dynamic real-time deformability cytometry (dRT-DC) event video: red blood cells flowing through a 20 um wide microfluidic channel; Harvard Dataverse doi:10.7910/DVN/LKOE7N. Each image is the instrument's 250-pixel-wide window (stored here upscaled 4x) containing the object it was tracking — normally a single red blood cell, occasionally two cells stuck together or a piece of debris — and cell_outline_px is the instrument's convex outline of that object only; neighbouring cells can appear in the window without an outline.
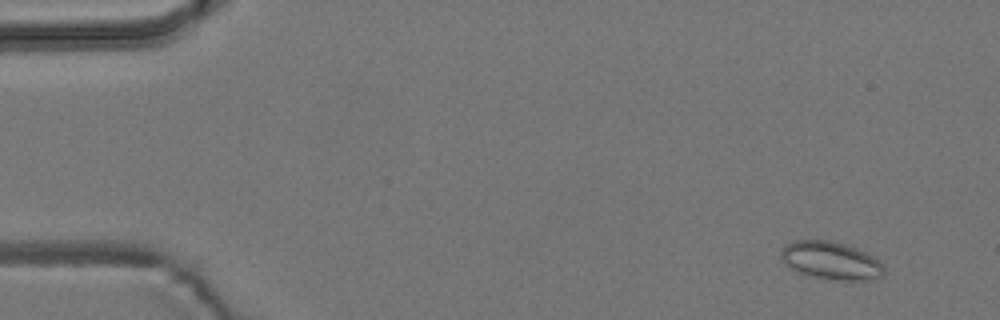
{"species": "common noctule bat (a hibernating species)", "species_latin": "Nyctalus noctula", "temperature_condition": "room temperature", "stored_images_in_passage": 5, "camera_frame_rate_fps": 3000, "um_per_image_px": 0.085, "animal": {"sex": "male", "body_mass_g": 19.2, "forearm_length_mm": 51.8}, "frame": {"image": 1, "passage_image": 2, "time_ms": 1.333, "image_size_px": [1000, 320], "cell_outline_px": [[884, 276], [868, 280], [836, 280], [812, 276], [796, 272], [784, 264], [780, 256], [780, 248], [784, 244], [792, 240], [832, 240], [856, 248], [880, 260], [884, 264]], "centroid_in_image_um": [70.6, 22.14], "position_along_channel_um": 14.4, "area_um2": 23.12}}